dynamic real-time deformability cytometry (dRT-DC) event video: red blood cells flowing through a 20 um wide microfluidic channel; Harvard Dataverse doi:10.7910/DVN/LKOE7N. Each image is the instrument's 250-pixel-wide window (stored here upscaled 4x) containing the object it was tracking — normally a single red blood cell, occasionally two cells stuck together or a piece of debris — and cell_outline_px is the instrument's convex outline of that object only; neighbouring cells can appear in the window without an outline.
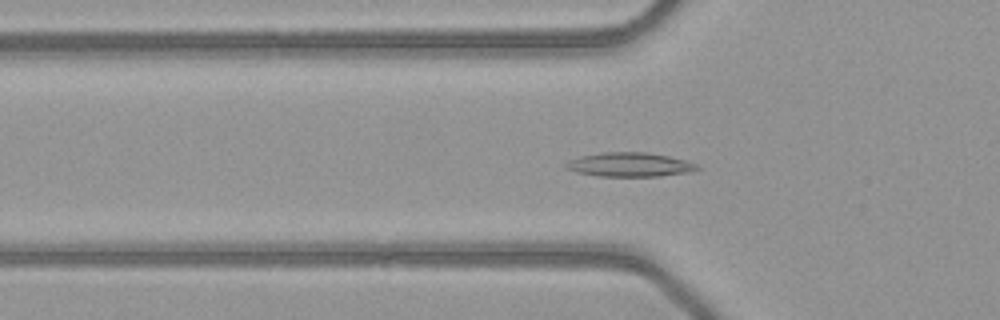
{"species": "common noctule bat (a hibernating species)", "species_latin": "Nyctalus noctula", "temperature_condition": "warm", "stored_images_in_passage": 51, "camera_frame_rate_fps": 3000, "um_per_image_px": 0.085, "animal": {"sex": "female", "body_mass_g": 21.9}, "frame": {"image": 1, "passage_image": 18, "time_ms": 5.667, "image_size_px": [1000, 320], "cell_outline_px": [[700, 168], [692, 172], [660, 176], [596, 176], [576, 172], [564, 168], [564, 164], [568, 160], [580, 156], [604, 152], [648, 152], [668, 156], [684, 160], [696, 164]], "centroid_in_image_um": [53.49, 13.99], "position_along_channel_um": 72.3, "area_um2": 18.55}}
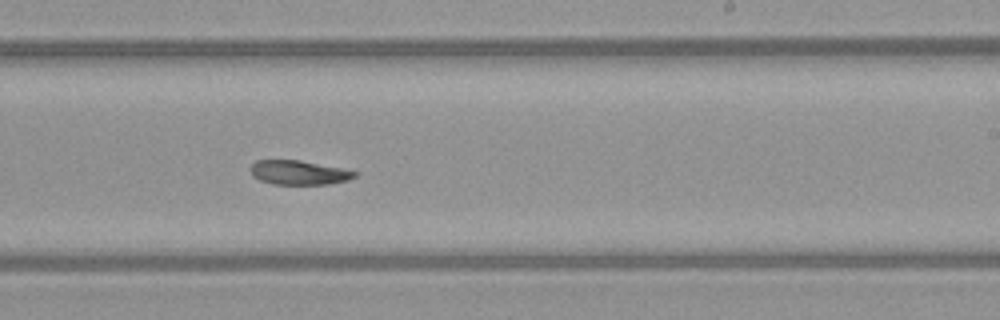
{"frame": {"image": 2, "passage_image": 32, "time_ms": 10.333, "image_size_px": [1000, 320], "cell_outline_px": [[360, 172], [356, 176], [348, 180], [328, 184], [272, 184], [260, 180], [252, 176], [248, 168], [256, 160], [300, 160], [344, 168]], "centroid_in_image_um": [25.4, 14.66], "position_along_channel_um": 263.6, "area_um2": 14.97}}
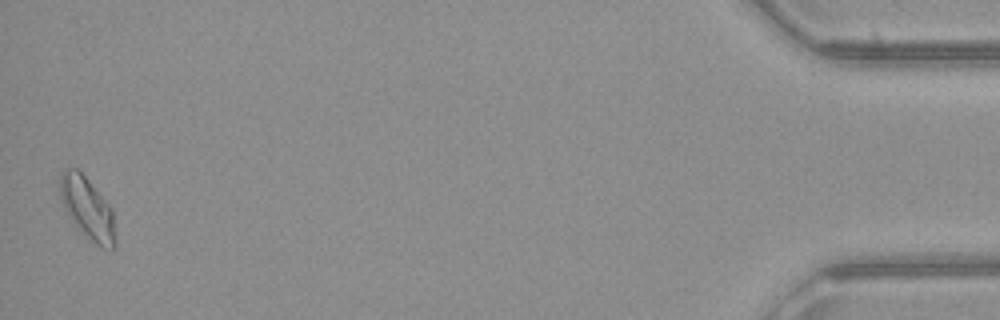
{"frame": {"image": 3, "passage_image": 51, "time_ms": 16.667, "image_size_px": [1000, 320], "cell_outline_px": [[116, 248], [100, 248], [76, 224], [64, 208], [60, 196], [60, 172], [64, 168], [76, 168], [88, 180], [112, 208], [116, 240]], "centroid_in_image_um": [7.44, 17.68], "position_along_channel_um": 427.8, "area_um2": 19.48}, "authors_computed_cell_mechanics": {"area_um2": 16.6464, "velocity_mm_per_s": 4.0829, "shape_relaxation_time_tau1_ms": null, "shape_relaxation_time_tau2_ms": 7.0912, "deformation_change_tau1": null, "deformation_change_tau2": 0.1292}}